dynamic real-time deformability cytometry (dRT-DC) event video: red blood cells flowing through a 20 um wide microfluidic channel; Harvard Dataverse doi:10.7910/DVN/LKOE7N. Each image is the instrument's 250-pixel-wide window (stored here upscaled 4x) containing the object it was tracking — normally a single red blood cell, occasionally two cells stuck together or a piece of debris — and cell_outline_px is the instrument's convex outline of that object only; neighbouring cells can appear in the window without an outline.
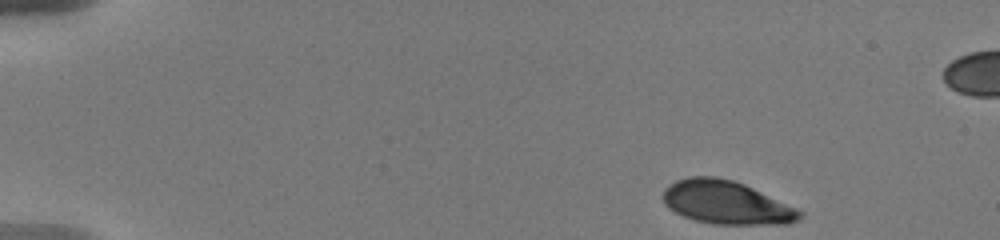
{"species": "human", "species_latin": "Homo sapiens", "temperature_condition": "warm", "stored_images_in_passage": 7, "camera_frame_rate_fps": 3000, "um_per_image_px": 0.085, "donor": {"sex": "male"}, "frame": {"image": 1, "passage_image": 1, "time_ms": 0.0, "image_size_px": [1000, 240], "cell_outline_px": [[804, 216], [800, 220], [788, 224], [712, 224], [696, 220], [684, 216], [668, 208], [664, 204], [664, 188], [676, 180], [688, 176], [716, 176], [732, 180], [744, 184], [796, 208], [804, 212]], "centroid_in_image_um": [61.75, 17.22], "position_along_channel_um": 23.3, "area_um2": 34.45}}
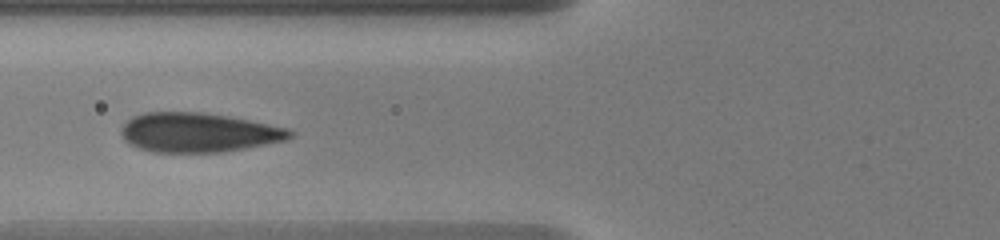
{"frame": {"image": 2, "passage_image": 6, "time_ms": 5.333, "image_size_px": [1000, 240], "cell_outline_px": [[296, 136], [288, 140], [224, 152], [152, 152], [128, 144], [124, 140], [120, 132], [124, 124], [132, 116], [144, 112], [204, 112], [228, 116], [288, 128], [296, 132]], "centroid_in_image_um": [16.89, 11.26], "position_along_channel_um": 108.9, "area_um2": 39.02}}